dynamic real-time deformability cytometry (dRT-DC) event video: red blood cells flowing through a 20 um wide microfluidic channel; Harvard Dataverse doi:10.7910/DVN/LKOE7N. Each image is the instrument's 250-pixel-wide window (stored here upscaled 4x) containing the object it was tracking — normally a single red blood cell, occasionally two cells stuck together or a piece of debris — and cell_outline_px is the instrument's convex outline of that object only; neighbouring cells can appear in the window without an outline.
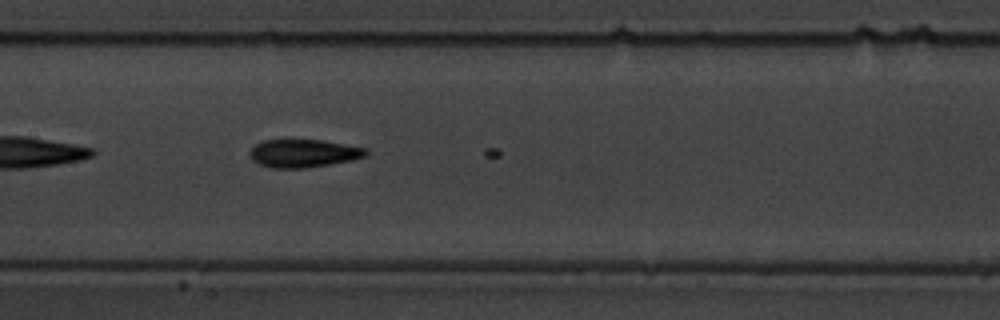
{"species": "common noctule bat (a hibernating species)", "species_latin": "Nyctalus noctula", "temperature_condition": "warm", "stored_images_in_passage": 11, "camera_frame_rate_fps": 3000, "um_per_image_px": 0.085, "animal": {"sex": "male", "body_mass_g": 19.5, "forearm_length_mm": 54.6}, "frame": {"image": 1, "passage_image": 10, "time_ms": 3.0, "image_size_px": [1000, 320], "cell_outline_px": [[368, 152], [364, 156], [352, 160], [332, 164], [308, 168], [272, 168], [260, 164], [252, 160], [248, 152], [260, 140], [288, 136], [324, 140], [368, 148]], "centroid_in_image_um": [25.75, 12.97], "position_along_channel_um": 181.7, "area_um2": 20.06}}